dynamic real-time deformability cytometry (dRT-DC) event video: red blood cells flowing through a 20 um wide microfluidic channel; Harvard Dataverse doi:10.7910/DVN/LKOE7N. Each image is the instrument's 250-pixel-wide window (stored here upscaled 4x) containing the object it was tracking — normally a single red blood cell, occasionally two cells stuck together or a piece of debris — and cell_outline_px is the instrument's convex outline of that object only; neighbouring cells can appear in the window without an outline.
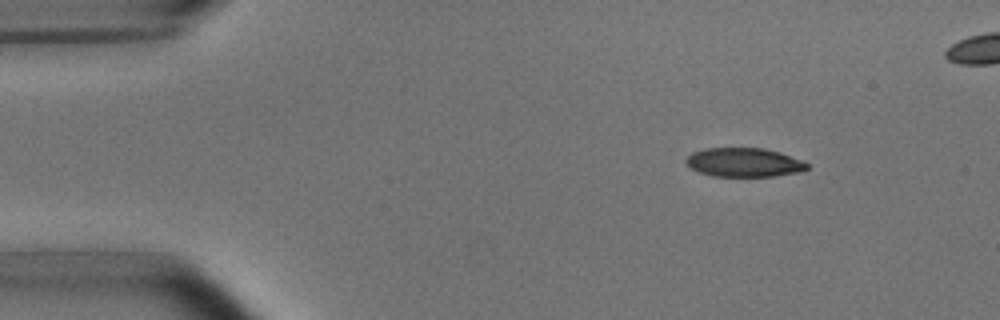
{"species": "common noctule bat (a hibernating species)", "species_latin": "Nyctalus noctula", "temperature_condition": "room temperature", "stored_images_in_passage": 4, "camera_frame_rate_fps": 3000, "um_per_image_px": 0.085, "animal": {"sex": "male", "body_mass_g": 15.6}, "frame": {"image": 1, "passage_image": 1, "time_ms": 0.0, "image_size_px": [1000, 320], "cell_outline_px": [[808, 168], [796, 172], [772, 176], [712, 176], [688, 168], [684, 160], [692, 152], [704, 148], [764, 148], [780, 152], [804, 160], [808, 164]], "centroid_in_image_um": [63.2, 13.79], "position_along_channel_um": 21.8, "area_um2": 20.52}}